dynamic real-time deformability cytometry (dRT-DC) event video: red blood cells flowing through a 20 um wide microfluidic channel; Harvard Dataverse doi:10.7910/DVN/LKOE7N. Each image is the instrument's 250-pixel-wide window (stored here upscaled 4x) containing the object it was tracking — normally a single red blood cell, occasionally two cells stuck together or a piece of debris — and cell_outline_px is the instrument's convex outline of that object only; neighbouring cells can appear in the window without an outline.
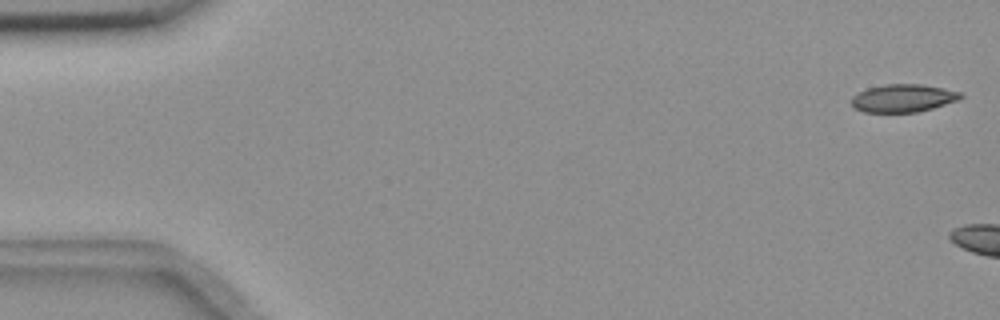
{"species": "common noctule bat (a hibernating species)", "species_latin": "Nyctalus noctula", "temperature_condition": "room temperature", "stored_images_in_passage": 3, "camera_frame_rate_fps": 3000, "um_per_image_px": 0.085, "animal": {"sex": "female", "body_mass_g": 18.4}, "frame": {"image": 1, "passage_image": 1, "time_ms": 0.0, "image_size_px": [1000, 320], "cell_outline_px": [[964, 96], [960, 100], [932, 108], [916, 112], [864, 112], [856, 108], [852, 104], [852, 96], [868, 88], [884, 84], [920, 84], [944, 88], [964, 92]], "centroid_in_image_um": [76.83, 8.33], "position_along_channel_um": 8.2, "area_um2": 17.74}}